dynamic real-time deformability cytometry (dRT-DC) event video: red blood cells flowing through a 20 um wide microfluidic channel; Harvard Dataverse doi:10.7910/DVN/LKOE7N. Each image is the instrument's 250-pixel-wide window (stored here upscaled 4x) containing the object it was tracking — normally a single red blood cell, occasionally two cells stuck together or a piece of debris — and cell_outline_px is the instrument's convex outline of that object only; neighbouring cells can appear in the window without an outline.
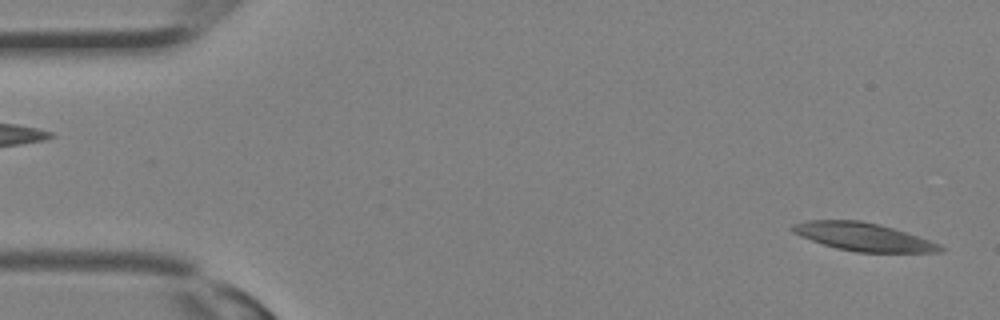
{"species": "Egyptian fruit bat (a non-hibernating species)", "species_latin": "Rousettus aegyptiacus", "temperature_condition": "room temperature", "stored_images_in_passage": 20, "camera_frame_rate_fps": 3000, "um_per_image_px": 0.085, "animal": {"sex": "female"}, "frame": {"image": 1, "passage_image": 1, "time_ms": 0.0, "image_size_px": [1000, 320], "cell_outline_px": [[944, 252], [856, 252], [836, 248], [800, 236], [792, 232], [788, 228], [792, 224], [808, 220], [860, 220], [880, 224], [940, 244], [944, 248]], "centroid_in_image_um": [73.33, 20.12], "position_along_channel_um": 11.7, "area_um2": 23.99}}
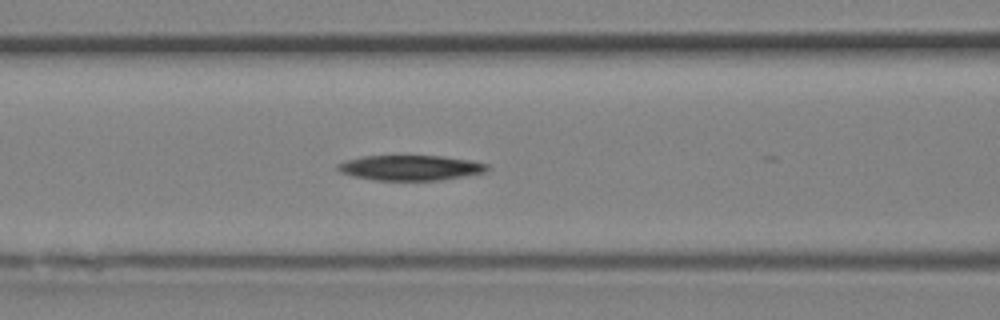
{"frame": {"image": 2, "passage_image": 13, "time_ms": 4.0, "image_size_px": [1000, 320], "cell_outline_px": [[488, 168], [484, 172], [464, 176], [436, 180], [376, 180], [352, 176], [340, 172], [336, 168], [336, 164], [344, 160], [360, 156], [444, 156], [468, 160], [488, 164]], "centroid_in_image_um": [34.81, 14.25], "position_along_channel_um": 131.8, "area_um2": 21.85}}
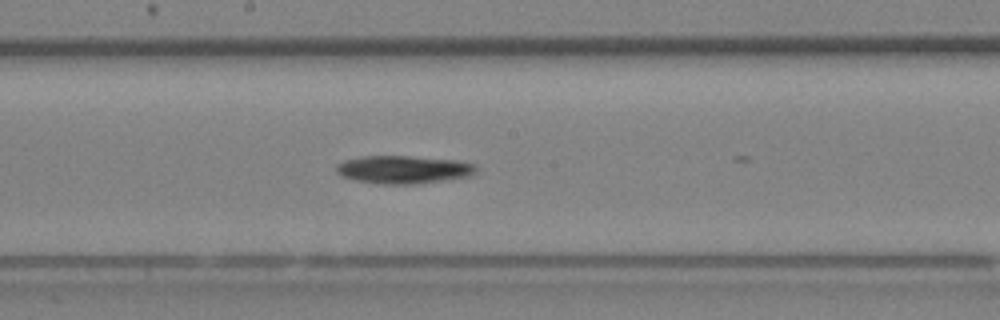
{"frame": {"image": 3, "passage_image": 17, "time_ms": 5.333, "image_size_px": [1000, 320], "cell_outline_px": [[476, 172], [472, 176], [444, 180], [412, 184], [380, 184], [356, 180], [344, 176], [336, 172], [336, 164], [344, 160], [364, 156], [408, 156], [456, 160], [476, 164]], "centroid_in_image_um": [34.31, 14.41], "position_along_channel_um": 213.9, "area_um2": 22.72}}